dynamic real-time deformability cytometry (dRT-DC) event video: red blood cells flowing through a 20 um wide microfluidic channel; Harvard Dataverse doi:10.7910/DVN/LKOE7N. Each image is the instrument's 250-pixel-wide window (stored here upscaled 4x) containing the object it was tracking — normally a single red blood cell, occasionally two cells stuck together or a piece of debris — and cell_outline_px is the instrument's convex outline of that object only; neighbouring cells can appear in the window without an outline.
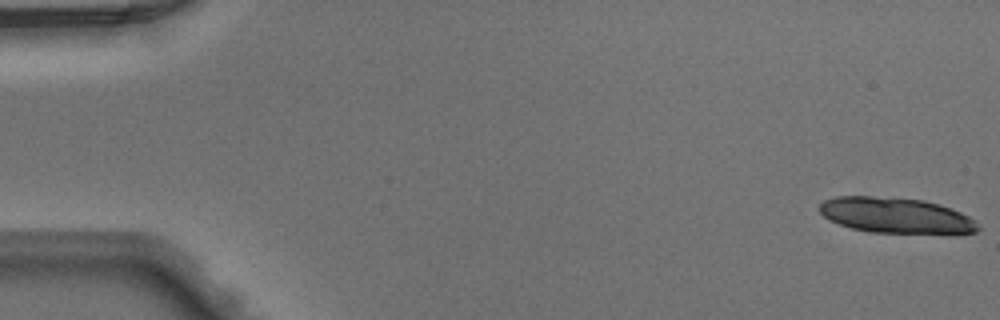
{"species": "Egyptian fruit bat (a non-hibernating species)", "species_latin": "Rousettus aegyptiacus", "temperature_condition": "warm", "stored_images_in_passage": 15, "camera_frame_rate_fps": 3000, "um_per_image_px": 0.085, "animal": {"sex": "male"}, "frame": {"image": 1, "passage_image": 1, "time_ms": 0.0, "image_size_px": [1000, 320], "cell_outline_px": [[980, 228], [976, 232], [872, 232], [852, 228], [828, 220], [820, 212], [820, 204], [824, 200], [836, 196], [868, 196], [924, 200], [960, 212], [968, 216]], "centroid_in_image_um": [76.05, 18.29], "position_along_channel_um": 8.9, "area_um2": 31.91}}